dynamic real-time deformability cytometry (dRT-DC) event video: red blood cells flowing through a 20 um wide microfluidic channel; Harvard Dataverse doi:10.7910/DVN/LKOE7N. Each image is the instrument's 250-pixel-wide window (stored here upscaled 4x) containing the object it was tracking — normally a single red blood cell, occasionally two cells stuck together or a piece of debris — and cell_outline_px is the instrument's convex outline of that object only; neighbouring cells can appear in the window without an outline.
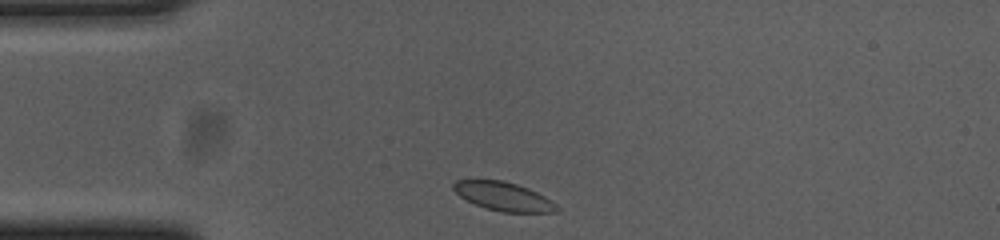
{"species": "common noctule bat (a hibernating species)", "species_latin": "Nyctalus noctula", "temperature_condition": "cold", "stored_images_in_passage": 33, "camera_frame_rate_fps": 3000, "um_per_image_px": 0.085, "animal": {"sex": "female", "body_mass_g": 23.0, "forearm_length_mm": 53.4}, "frame": {"image": 1, "passage_image": 1, "time_ms": 0.0, "image_size_px": [1000, 240], "cell_outline_px": [[560, 212], [500, 212], [476, 204], [460, 196], [452, 188], [452, 184], [456, 180], [504, 180], [528, 188], [552, 200], [560, 208]], "centroid_in_image_um": [42.83, 16.69], "position_along_channel_um": 42.2, "area_um2": 17.17}}
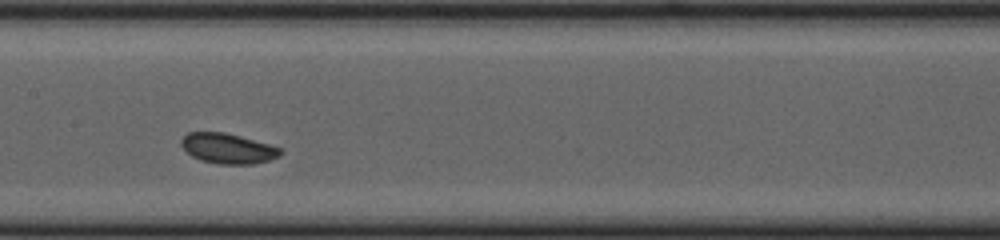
{"frame": {"image": 2, "passage_image": 15, "time_ms": 4.667, "image_size_px": [1000, 240], "cell_outline_px": [[284, 152], [280, 156], [268, 160], [252, 164], [220, 164], [200, 160], [192, 156], [180, 144], [180, 140], [188, 132], [224, 132], [240, 136], [268, 144], [280, 148]], "centroid_in_image_um": [19.36, 12.62], "position_along_channel_um": 188.0, "area_um2": 17.34}}
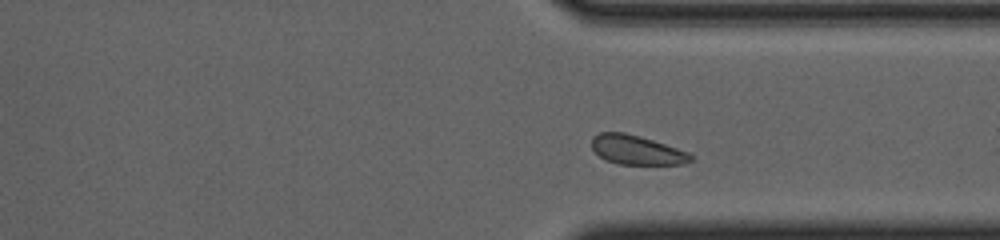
{"frame": {"image": 3, "passage_image": 29, "time_ms": 9.333, "image_size_px": [1000, 240], "cell_outline_px": [[696, 156], [692, 160], [684, 164], [620, 164], [604, 160], [592, 148], [592, 136], [600, 132], [624, 132], [640, 136], [688, 152]], "centroid_in_image_um": [54.12, 12.75], "position_along_channel_um": 357.3, "area_um2": 16.88}, "authors_computed_cell_mechanics": {"area_um2": 17.34, "velocity_mm_per_s": 3.6174, "shape_relaxation_time_tau1_ms": 1.2596, "shape_relaxation_time_tau2_ms": null, "deformation_change_tau1": 0.0412, "deformation_change_tau2": null}}